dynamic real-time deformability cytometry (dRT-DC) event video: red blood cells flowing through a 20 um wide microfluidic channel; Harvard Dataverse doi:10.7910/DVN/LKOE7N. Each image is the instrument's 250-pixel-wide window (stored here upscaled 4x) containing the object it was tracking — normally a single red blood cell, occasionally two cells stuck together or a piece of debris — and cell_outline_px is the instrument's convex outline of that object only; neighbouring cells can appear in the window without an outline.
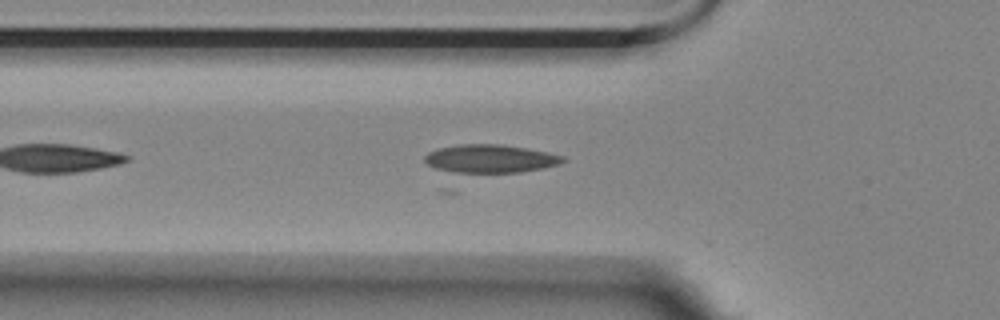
{"species": "Egyptian fruit bat (a non-hibernating species)", "species_latin": "Rousettus aegyptiacus", "temperature_condition": "room temperature", "stored_images_in_passage": 20, "camera_frame_rate_fps": 3000, "um_per_image_px": 0.085, "animal": {"sex": "female"}, "frame": {"image": 1, "passage_image": 9, "time_ms": 2.667, "image_size_px": [1000, 320], "cell_outline_px": [[568, 160], [560, 164], [520, 172], [456, 172], [436, 168], [428, 164], [424, 160], [424, 156], [428, 152], [436, 148], [460, 144], [500, 144], [524, 148], [564, 156]], "centroid_in_image_um": [41.65, 13.48], "position_along_channel_um": 84.1, "area_um2": 22.43}}
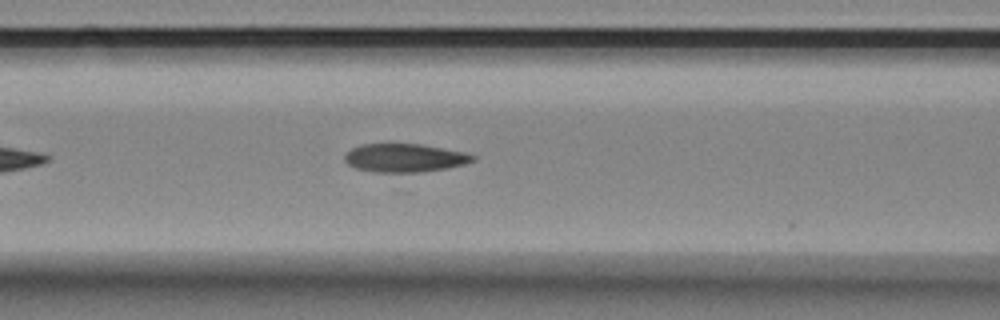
{"frame": {"image": 2, "passage_image": 13, "time_ms": 4.0, "image_size_px": [1000, 320], "cell_outline_px": [[476, 160], [464, 164], [448, 168], [424, 172], [376, 172], [356, 168], [348, 164], [344, 160], [344, 156], [352, 148], [360, 144], [420, 144], [464, 152], [476, 156]], "centroid_in_image_um": [34.41, 13.42], "position_along_channel_um": 132.2, "area_um2": 21.15}}
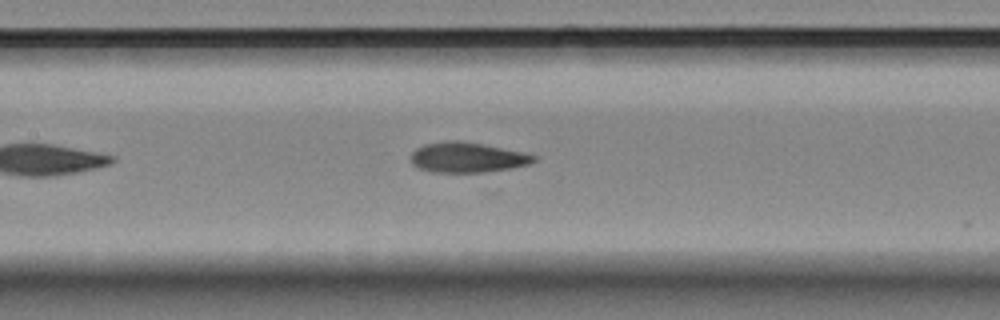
{"frame": {"image": 3, "passage_image": 16, "time_ms": 5.0, "image_size_px": [1000, 320], "cell_outline_px": [[536, 160], [528, 164], [512, 168], [484, 172], [432, 172], [420, 168], [412, 164], [412, 152], [416, 148], [424, 144], [444, 140], [460, 140], [484, 144], [524, 152], [536, 156]], "centroid_in_image_um": [39.72, 13.36], "position_along_channel_um": 167.7, "area_um2": 21.68}}